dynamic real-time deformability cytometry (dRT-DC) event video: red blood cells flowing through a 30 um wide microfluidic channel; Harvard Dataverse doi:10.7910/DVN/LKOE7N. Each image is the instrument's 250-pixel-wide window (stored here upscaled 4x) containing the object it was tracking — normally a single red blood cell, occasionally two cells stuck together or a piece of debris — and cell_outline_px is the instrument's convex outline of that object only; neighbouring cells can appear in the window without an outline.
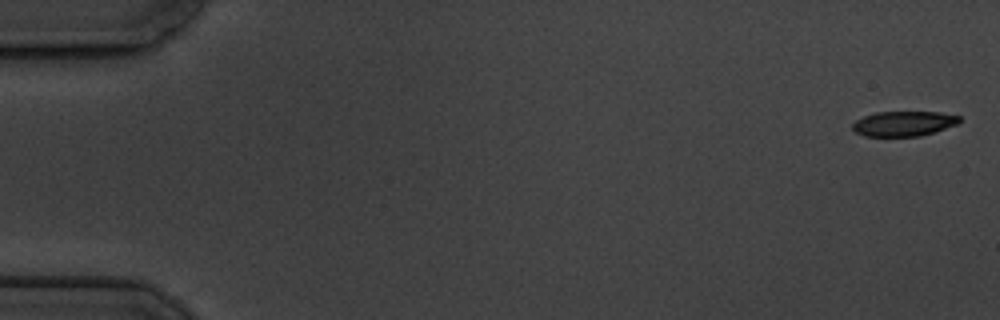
{"species": "common noctule bat (a hibernating species)", "species_latin": "Nyctalus noctula", "temperature_condition": "cold", "stored_images_in_passage": 4, "camera_frame_rate_fps": 3000, "um_per_image_px": 0.085, "animal": {"sex": "male", "body_mass_g": 19.5, "forearm_length_mm": 54.6}, "frame": {"image": 1, "passage_image": 1, "time_ms": 0.0, "image_size_px": [1000, 320], "cell_outline_px": [[960, 120], [956, 124], [920, 136], [864, 136], [856, 132], [852, 128], [852, 124], [856, 120], [864, 116], [876, 112], [940, 112], [960, 116]], "centroid_in_image_um": [76.78, 10.5], "position_along_channel_um": 8.2, "area_um2": 15.37}}